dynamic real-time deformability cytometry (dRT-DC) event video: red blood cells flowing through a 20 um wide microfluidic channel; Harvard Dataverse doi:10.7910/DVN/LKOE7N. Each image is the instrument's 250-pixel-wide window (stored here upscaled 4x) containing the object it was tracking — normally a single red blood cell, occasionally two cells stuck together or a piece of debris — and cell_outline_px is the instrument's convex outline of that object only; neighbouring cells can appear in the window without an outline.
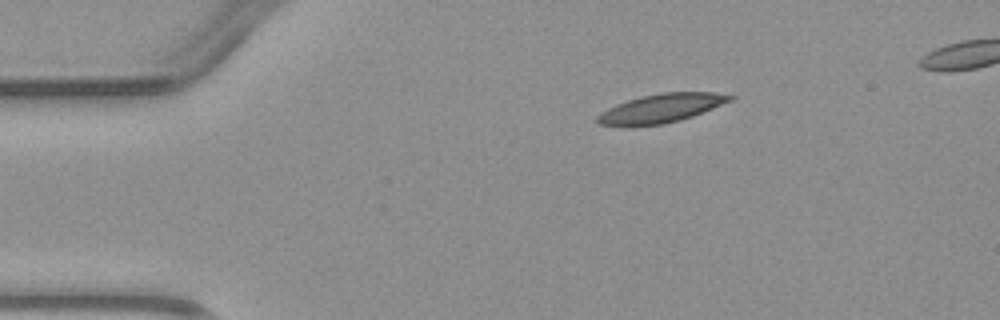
{"species": "common noctule bat (a hibernating species)", "species_latin": "Nyctalus noctula", "temperature_condition": "warm", "stored_images_in_passage": 4, "camera_frame_rate_fps": 3000, "um_per_image_px": 0.085, "animal": {"sex": "male", "body_mass_g": 23.1, "forearm_length_mm": 52.7}, "frame": {"image": 1, "passage_image": 1, "time_ms": 0.0, "image_size_px": [1000, 320], "cell_outline_px": [[736, 96], [732, 100], [692, 116], [680, 120], [664, 124], [632, 128], [628, 128], [600, 124], [596, 120], [596, 116], [600, 112], [616, 104], [628, 100], [660, 92], [716, 92]], "centroid_in_image_um": [56.14, 9.23], "position_along_channel_um": 28.9, "area_um2": 22.6}}
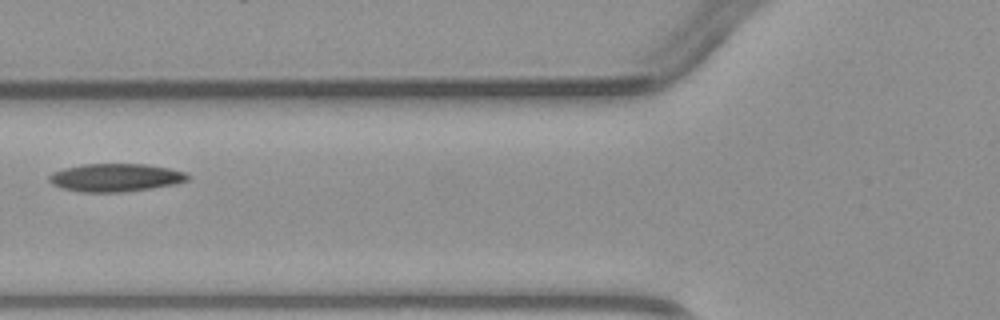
{"frame": {"image": 2, "passage_image": 4, "time_ms": 3.333, "image_size_px": [1000, 320], "cell_outline_px": [[188, 180], [176, 184], [152, 188], [120, 192], [80, 192], [64, 188], [52, 184], [48, 180], [48, 176], [52, 172], [64, 168], [84, 164], [148, 164], [168, 168], [184, 172], [188, 176]], "centroid_in_image_um": [9.8, 15.09], "position_along_channel_um": 116.0, "area_um2": 22.54}}